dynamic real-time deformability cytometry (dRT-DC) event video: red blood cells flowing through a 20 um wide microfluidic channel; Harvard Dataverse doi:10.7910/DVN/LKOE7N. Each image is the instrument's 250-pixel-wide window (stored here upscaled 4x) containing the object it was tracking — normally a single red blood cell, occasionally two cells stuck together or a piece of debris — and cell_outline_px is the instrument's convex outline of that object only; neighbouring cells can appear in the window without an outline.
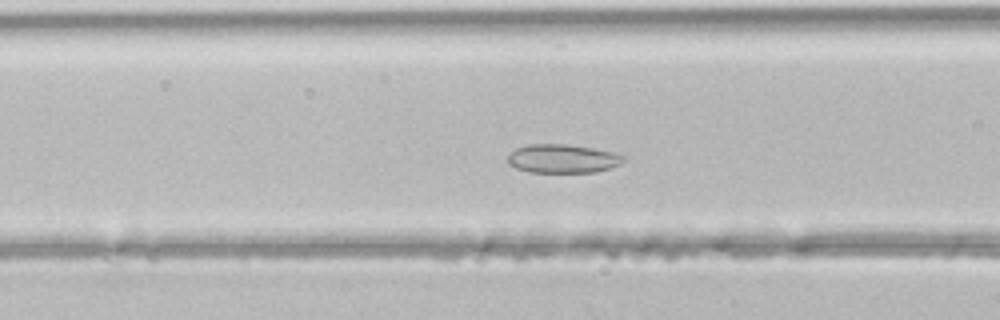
{"species": "common noctule bat (a hibernating species)", "species_latin": "Nyctalus noctula", "temperature_condition": "room temperature", "stored_images_in_passage": 39, "segment_of_instrument_passage": [1, 2], "camera_frame_rate_fps": 3000, "um_per_image_px": 0.085, "animal": {"sex": "male", "body_mass_g": 21.5, "forearm_length_mm": 52.0}, "frame": {"image": 1, "passage_image": 10, "time_ms": 3.0, "image_size_px": [1000, 320], "cell_outline_px": [[624, 160], [620, 164], [612, 168], [596, 172], [528, 172], [516, 168], [508, 164], [508, 156], [516, 148], [528, 144], [564, 144], [592, 148], [612, 152], [624, 156]], "centroid_in_image_um": [47.81, 13.49], "position_along_channel_um": 118.8, "area_um2": 19.31}}
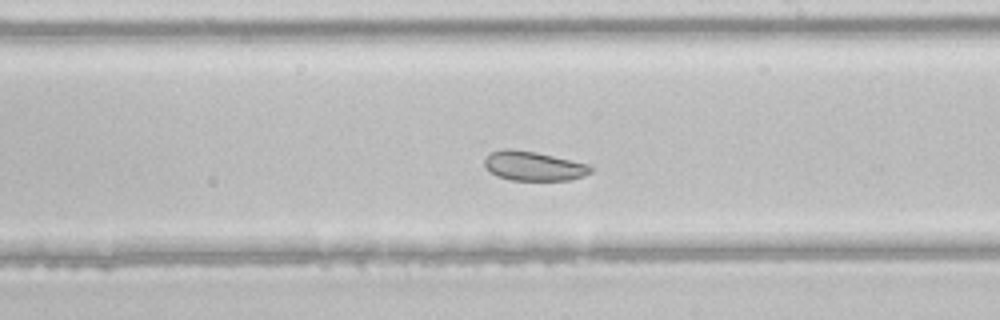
{"frame": {"image": 2, "passage_image": 19, "time_ms": 6.0, "image_size_px": [1000, 320], "cell_outline_px": [[592, 172], [584, 176], [572, 180], [512, 180], [496, 176], [484, 168], [484, 160], [492, 152], [504, 148], [512, 148], [536, 152], [592, 164]], "centroid_in_image_um": [45.38, 14.11], "position_along_channel_um": 243.6, "area_um2": 18.5}}
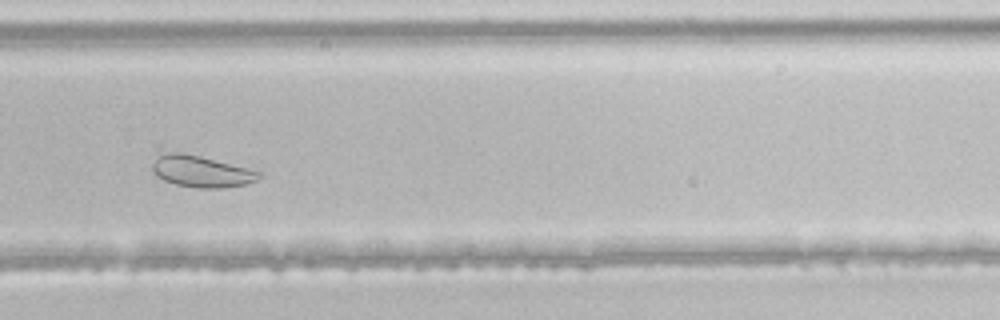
{"frame": {"image": 3, "passage_image": 24, "time_ms": 7.667, "image_size_px": [1000, 320], "cell_outline_px": [[264, 176], [256, 180], [244, 184], [220, 188], [196, 188], [176, 184], [164, 180], [152, 168], [152, 164], [160, 156], [168, 152], [180, 152], [200, 156], [248, 168], [260, 172]], "centroid_in_image_um": [17.16, 14.57], "position_along_channel_um": 312.6, "area_um2": 19.13}}